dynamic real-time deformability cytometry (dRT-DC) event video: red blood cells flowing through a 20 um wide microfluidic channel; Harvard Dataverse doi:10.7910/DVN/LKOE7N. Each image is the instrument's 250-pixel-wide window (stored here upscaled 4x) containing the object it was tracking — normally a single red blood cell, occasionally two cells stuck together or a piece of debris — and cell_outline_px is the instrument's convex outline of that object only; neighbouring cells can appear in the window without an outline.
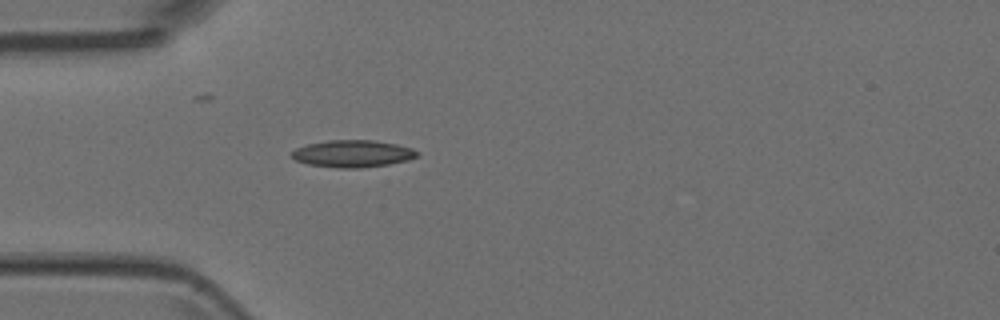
{"species": "Egyptian fruit bat (a non-hibernating species)", "species_latin": "Rousettus aegyptiacus", "temperature_condition": "room temperature", "stored_images_in_passage": 3, "camera_frame_rate_fps": 3000, "um_per_image_px": 0.085, "animal": {"sex": "female"}, "frame": {"image": 1, "passage_image": 3, "time_ms": 0.667, "image_size_px": [1000, 320], "cell_outline_px": [[420, 152], [416, 156], [408, 160], [388, 164], [360, 168], [336, 168], [308, 164], [296, 160], [292, 156], [292, 152], [296, 148], [308, 144], [328, 140], [372, 140], [396, 144], [412, 148]], "centroid_in_image_um": [29.99, 13.06], "position_along_channel_um": 55.0, "area_um2": 19.71}}